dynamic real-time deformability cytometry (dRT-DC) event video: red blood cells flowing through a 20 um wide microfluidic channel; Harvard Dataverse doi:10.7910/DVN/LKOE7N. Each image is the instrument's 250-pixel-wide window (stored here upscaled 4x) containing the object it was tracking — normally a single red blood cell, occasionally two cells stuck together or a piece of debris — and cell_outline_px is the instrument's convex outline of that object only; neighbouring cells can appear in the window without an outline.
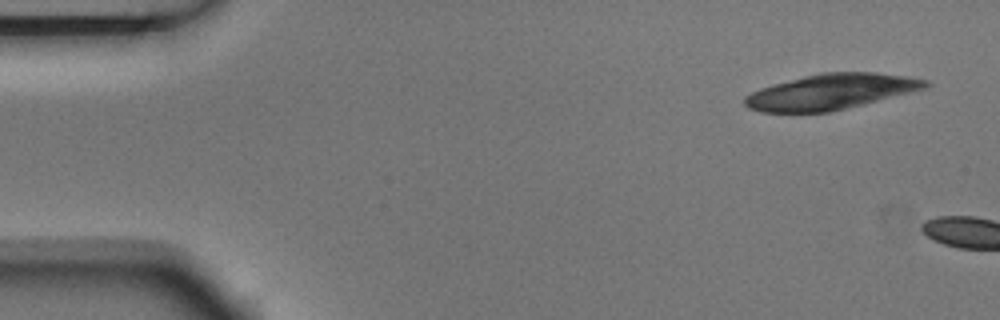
{"species": "Egyptian fruit bat (a non-hibernating species)", "species_latin": "Rousettus aegyptiacus", "temperature_condition": "room temperature", "stored_images_in_passage": 2, "camera_frame_rate_fps": 3000, "um_per_image_px": 0.085, "animal": {"sex": "male"}, "frame": {"image": 1, "passage_image": 1, "time_ms": 0.0, "image_size_px": [1000, 320], "cell_outline_px": [[932, 84], [924, 88], [828, 112], [764, 112], [748, 108], [744, 104], [744, 100], [752, 92], [760, 88], [772, 84], [820, 72], [876, 72], [908, 76], [928, 80]], "centroid_in_image_um": [70.6, 7.78], "position_along_channel_um": 14.4, "area_um2": 36.76}}